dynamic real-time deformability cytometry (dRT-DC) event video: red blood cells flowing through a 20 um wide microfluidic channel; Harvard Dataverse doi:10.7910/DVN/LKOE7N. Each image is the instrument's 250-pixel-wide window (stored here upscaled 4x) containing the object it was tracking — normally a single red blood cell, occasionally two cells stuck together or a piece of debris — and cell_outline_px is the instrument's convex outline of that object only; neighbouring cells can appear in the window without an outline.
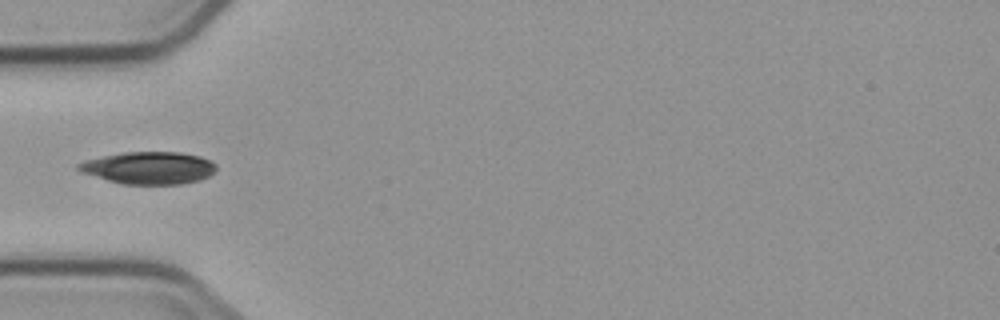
{"species": "common noctule bat (a hibernating species)", "species_latin": "Nyctalus noctula", "temperature_condition": "cold", "stored_images_in_passage": 5, "camera_frame_rate_fps": 3000, "um_per_image_px": 0.085, "animal": {"sex": "male", "body_mass_g": 23.1, "forearm_length_mm": 52.7}, "frame": {"image": 1, "passage_image": 5, "time_ms": 5.333, "image_size_px": [1000, 320], "cell_outline_px": [[216, 168], [208, 176], [200, 180], [180, 184], [120, 184], [80, 172], [76, 168], [76, 164], [84, 160], [124, 152], [180, 152], [200, 156], [216, 164]], "centroid_in_image_um": [12.61, 14.27], "position_along_channel_um": 72.4, "area_um2": 25.95}}